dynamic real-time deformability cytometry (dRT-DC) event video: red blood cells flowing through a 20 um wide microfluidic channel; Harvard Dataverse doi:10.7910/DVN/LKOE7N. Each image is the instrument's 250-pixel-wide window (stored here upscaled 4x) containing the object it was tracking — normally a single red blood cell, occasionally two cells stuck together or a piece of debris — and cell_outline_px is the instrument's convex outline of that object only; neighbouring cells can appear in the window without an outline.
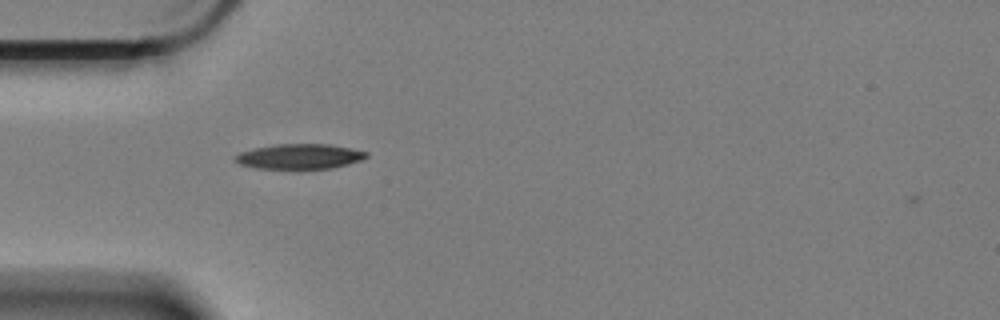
{"species": "Egyptian fruit bat (a non-hibernating species)", "species_latin": "Rousettus aegyptiacus", "temperature_condition": "cold", "stored_images_in_passage": 44, "camera_frame_rate_fps": 3000, "um_per_image_px": 0.085, "animal": {"sex": "female"}, "frame": {"image": 1, "passage_image": 2, "time_ms": 0.333, "image_size_px": [1000, 320], "cell_outline_px": [[368, 156], [360, 160], [348, 164], [332, 168], [300, 172], [296, 172], [256, 168], [240, 164], [232, 160], [240, 152], [256, 148], [276, 144], [328, 144], [368, 152]], "centroid_in_image_um": [25.43, 13.36], "position_along_channel_um": 59.6, "area_um2": 20.0}}
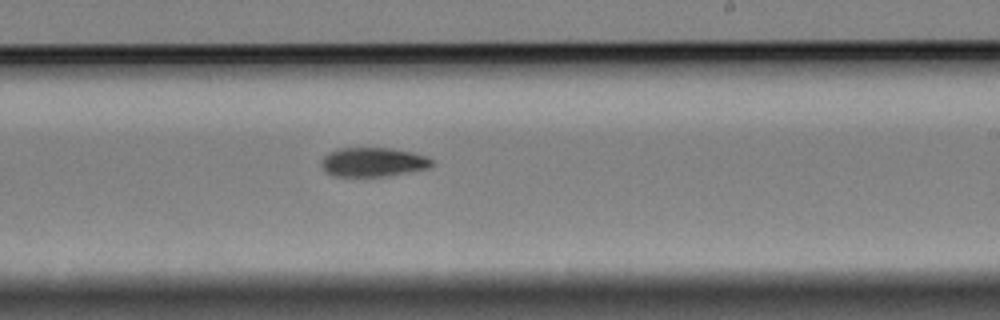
{"frame": {"image": 2, "passage_image": 20, "time_ms": 6.333, "image_size_px": [1000, 320], "cell_outline_px": [[432, 164], [428, 168], [388, 176], [332, 176], [324, 172], [320, 164], [320, 160], [328, 152], [340, 148], [388, 148], [412, 152], [424, 156], [432, 160]], "centroid_in_image_um": [31.63, 13.78], "position_along_channel_um": 257.4, "area_um2": 18.79}}
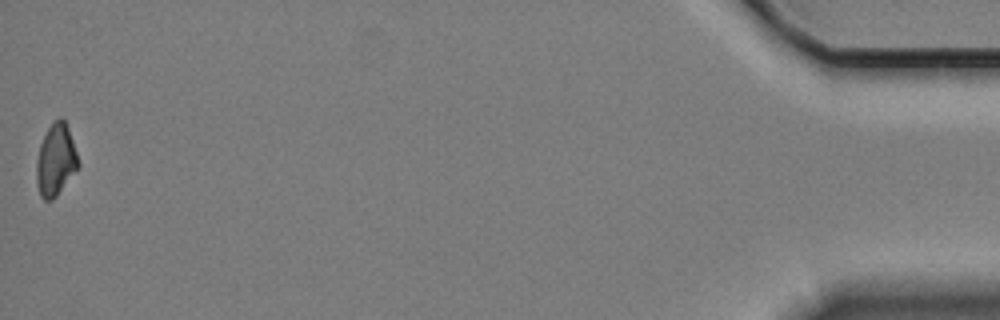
{"frame": {"image": 3, "passage_image": 44, "time_ms": 14.333, "image_size_px": [1000, 320], "cell_outline_px": [[80, 164], [56, 196], [52, 200], [44, 200], [40, 196], [36, 180], [36, 160], [40, 144], [52, 120], [60, 116], [64, 120], [68, 128]], "centroid_in_image_um": [4.71, 13.58], "position_along_channel_um": 430.5, "area_um2": 17.34}, "authors_computed_cell_mechanics": {"area_um2": 18.8717, "velocity_mm_per_s": 3.3335, "shape_relaxation_time_tau1_ms": 3.5471, "shape_relaxation_time_tau2_ms": null, "deformation_change_tau1": 0.118, "deformation_change_tau2": null}}